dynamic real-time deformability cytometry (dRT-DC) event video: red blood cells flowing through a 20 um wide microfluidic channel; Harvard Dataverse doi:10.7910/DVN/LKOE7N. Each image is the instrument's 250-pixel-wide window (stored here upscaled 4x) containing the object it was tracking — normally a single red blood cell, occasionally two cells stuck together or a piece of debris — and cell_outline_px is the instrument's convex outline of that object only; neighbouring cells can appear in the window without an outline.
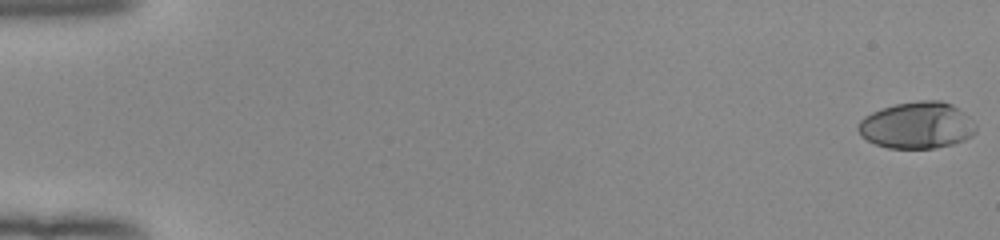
{"species": "human", "species_latin": "Homo sapiens", "temperature_condition": "room temperature", "stored_images_in_passage": 54, "camera_frame_rate_fps": 3000, "um_per_image_px": 0.085, "donor": {"sex": "female"}, "frame": {"image": 1, "passage_image": 1, "time_ms": 0.0, "image_size_px": [1000, 240], "cell_outline_px": [[976, 132], [972, 136], [964, 140], [952, 144], [936, 148], [888, 148], [876, 144], [860, 136], [856, 128], [860, 120], [864, 116], [872, 112], [896, 104], [920, 100], [940, 100], [952, 104], [964, 112], [976, 124]], "centroid_in_image_um": [77.95, 10.65], "position_along_channel_um": 7.1, "area_um2": 32.14}}
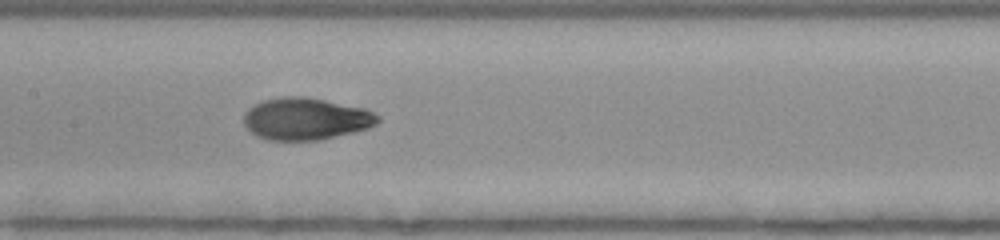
{"frame": {"image": 2, "passage_image": 28, "time_ms": 9.0, "image_size_px": [1000, 240], "cell_outline_px": [[380, 120], [376, 124], [368, 128], [320, 140], [268, 140], [256, 136], [244, 124], [244, 112], [252, 104], [264, 100], [284, 96], [304, 96], [364, 108], [380, 116]], "centroid_in_image_um": [25.97, 10.09], "position_along_channel_um": 181.4, "area_um2": 32.83}}
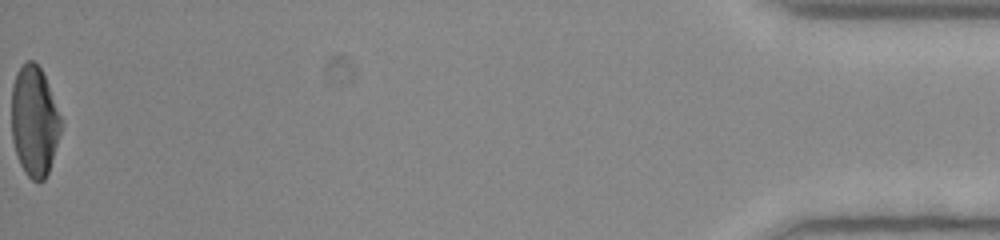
{"frame": {"image": 3, "passage_image": 54, "time_ms": 17.667, "image_size_px": [1000, 240], "cell_outline_px": [[64, 124], [48, 172], [44, 180], [40, 184], [32, 180], [24, 172], [20, 164], [12, 140], [12, 84], [16, 72], [28, 60], [32, 60], [40, 68], [48, 84]], "centroid_in_image_um": [2.93, 10.33], "position_along_channel_um": 432.3, "area_um2": 31.96}, "authors_computed_cell_mechanics": {"area_um2": 32.079, "velocity_mm_per_s": 3.9663, "shape_relaxation_time_tau1_ms": 6.4833, "shape_relaxation_time_tau2_ms": 1.0043, "deformation_change_tau1": 0.2578, "deformation_change_tau2": 0.0505}}